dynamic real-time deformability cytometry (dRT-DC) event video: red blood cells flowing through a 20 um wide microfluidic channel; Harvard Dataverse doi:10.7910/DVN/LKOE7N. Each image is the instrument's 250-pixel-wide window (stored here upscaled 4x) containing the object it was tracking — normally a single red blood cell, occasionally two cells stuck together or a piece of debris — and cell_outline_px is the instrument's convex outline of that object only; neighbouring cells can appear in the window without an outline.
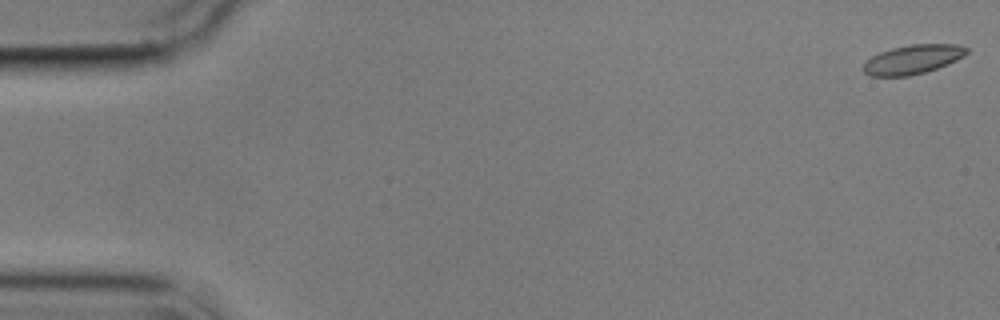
{"species": "common noctule bat (a hibernating species)", "species_latin": "Nyctalus noctula", "temperature_condition": "cold", "stored_images_in_passage": 57, "camera_frame_rate_fps": 3000, "um_per_image_px": 0.085, "animal": {"sex": "male", "body_mass_g": 17.9}, "frame": {"image": 1, "passage_image": 1, "time_ms": 0.0, "image_size_px": [1000, 320], "cell_outline_px": [[968, 52], [964, 56], [948, 64], [924, 72], [908, 76], [868, 76], [860, 68], [872, 56], [880, 52], [892, 48], [912, 44], [956, 44], [968, 48]], "centroid_in_image_um": [77.56, 5.05], "position_along_channel_um": 7.4, "area_um2": 17.51}}
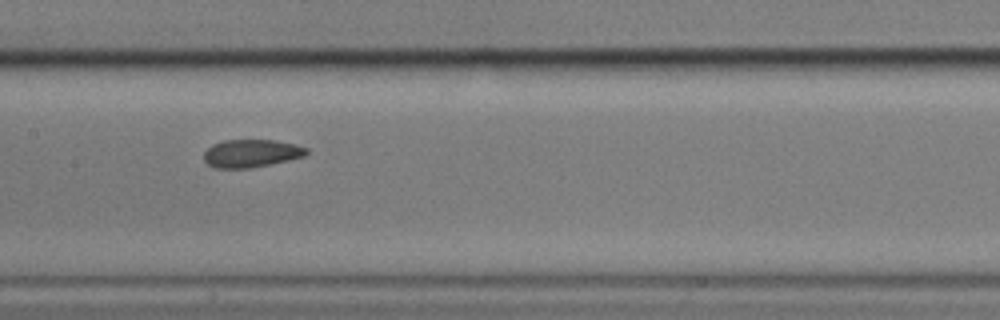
{"frame": {"image": 2, "passage_image": 28, "time_ms": 9.0, "image_size_px": [1000, 320], "cell_outline_px": [[308, 152], [304, 156], [288, 160], [252, 168], [212, 168], [204, 160], [204, 152], [212, 144], [224, 140], [276, 140], [296, 144], [308, 148]], "centroid_in_image_um": [21.35, 13.03], "position_along_channel_um": 186.1, "area_um2": 16.76}}
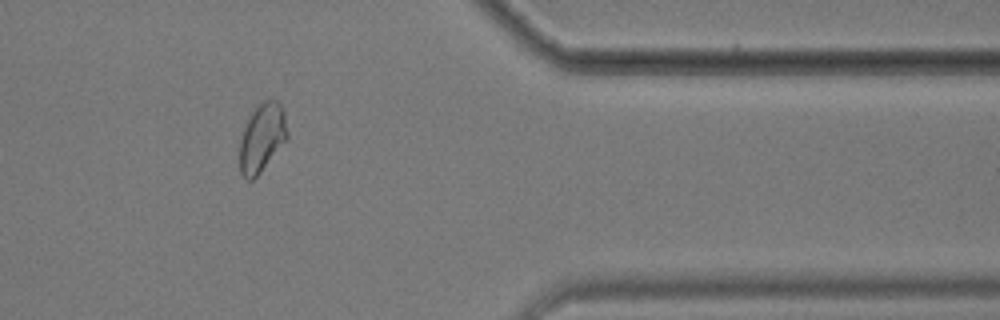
{"frame": {"image": 3, "passage_image": 47, "time_ms": 15.333, "image_size_px": [1000, 320], "cell_outline_px": [[288, 136], [260, 172], [252, 180], [248, 180], [240, 172], [240, 140], [244, 128], [256, 104], [264, 100], [276, 100], [284, 108], [288, 132]], "centroid_in_image_um": [22.28, 11.66], "position_along_channel_um": 389.1, "area_um2": 18.73}, "authors_computed_cell_mechanics": {"area_um2": 17.6868, "velocity_mm_per_s": 3.5268, "shape_relaxation_time_tau1_ms": null, "shape_relaxation_time_tau2_ms": 1.4337, "deformation_change_tau1": null, "deformation_change_tau2": 0.0517}}